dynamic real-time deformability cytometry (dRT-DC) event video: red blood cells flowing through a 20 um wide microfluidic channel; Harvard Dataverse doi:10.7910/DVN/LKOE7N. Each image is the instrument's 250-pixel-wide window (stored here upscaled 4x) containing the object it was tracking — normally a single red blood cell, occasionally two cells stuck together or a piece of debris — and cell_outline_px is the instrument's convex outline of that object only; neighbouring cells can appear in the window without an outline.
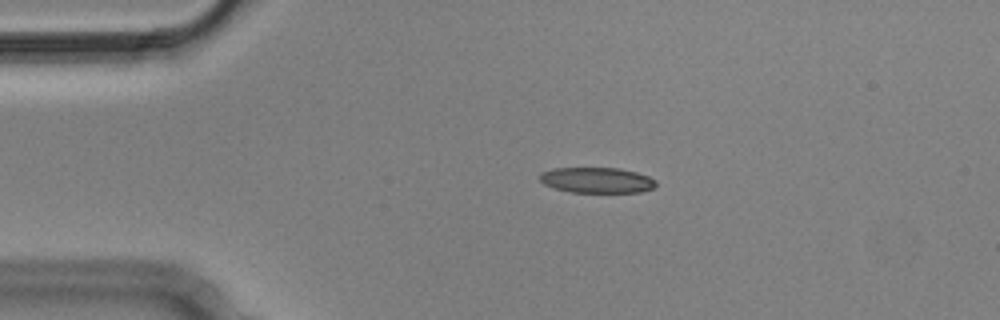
{"species": "Egyptian fruit bat (a non-hibernating species)", "species_latin": "Rousettus aegyptiacus", "temperature_condition": "cold", "stored_images_in_passage": 3, "camera_frame_rate_fps": 3000, "um_per_image_px": 0.085, "animal": {"sex": "male"}, "frame": {"image": 1, "passage_image": 2, "time_ms": 0.333, "image_size_px": [1000, 320], "cell_outline_px": [[656, 184], [652, 188], [640, 192], [572, 192], [556, 188], [544, 184], [540, 180], [540, 172], [552, 168], [620, 168], [636, 172], [648, 176], [656, 180]], "centroid_in_image_um": [50.73, 15.3], "position_along_channel_um": 34.3, "area_um2": 17.22}}